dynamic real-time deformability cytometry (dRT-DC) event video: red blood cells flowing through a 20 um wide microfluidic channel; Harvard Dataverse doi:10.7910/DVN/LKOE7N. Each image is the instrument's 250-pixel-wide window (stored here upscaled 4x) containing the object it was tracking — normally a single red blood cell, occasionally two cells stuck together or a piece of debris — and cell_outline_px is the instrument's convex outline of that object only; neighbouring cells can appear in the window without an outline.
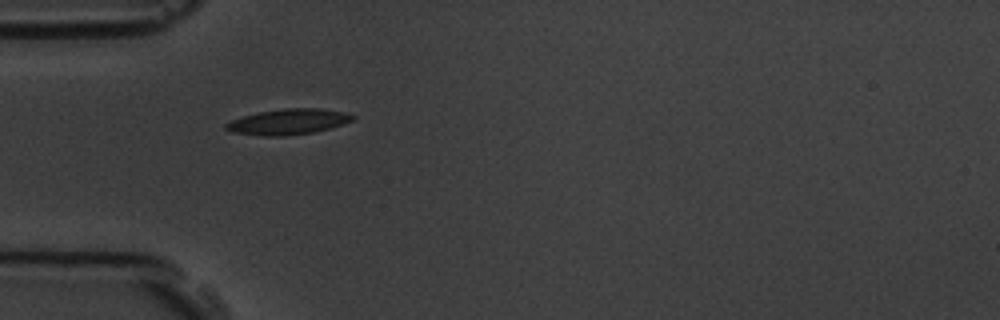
{"species": "common noctule bat (a hibernating species)", "species_latin": "Nyctalus noctula", "temperature_condition": "room temperature", "stored_images_in_passage": 11, "camera_frame_rate_fps": 3000, "um_per_image_px": 0.085, "animal": {"sex": "male", "body_mass_g": 19.5, "forearm_length_mm": 54.6}, "frame": {"image": 1, "passage_image": 1, "time_ms": 0.0, "image_size_px": [1000, 320], "cell_outline_px": [[356, 120], [328, 128], [312, 132], [280, 136], [264, 136], [232, 132], [224, 128], [224, 124], [232, 120], [244, 116], [260, 112], [284, 108], [320, 108], [348, 112], [356, 116]], "centroid_in_image_um": [24.54, 10.34], "position_along_channel_um": 60.5, "area_um2": 18.84}}
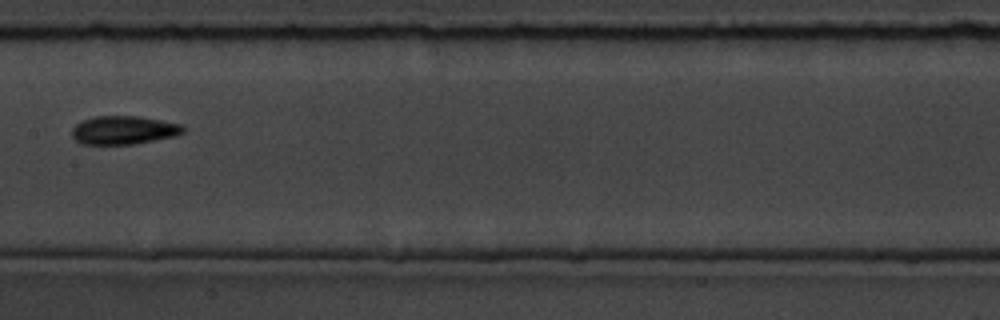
{"frame": {"image": 2, "passage_image": 4, "time_ms": 3.667, "image_size_px": [1000, 320], "cell_outline_px": [[184, 132], [176, 136], [136, 144], [80, 144], [72, 136], [72, 128], [76, 124], [92, 116], [140, 116], [180, 124], [184, 128]], "centroid_in_image_um": [10.51, 11.06], "position_along_channel_um": 196.9, "area_um2": 18.5}}
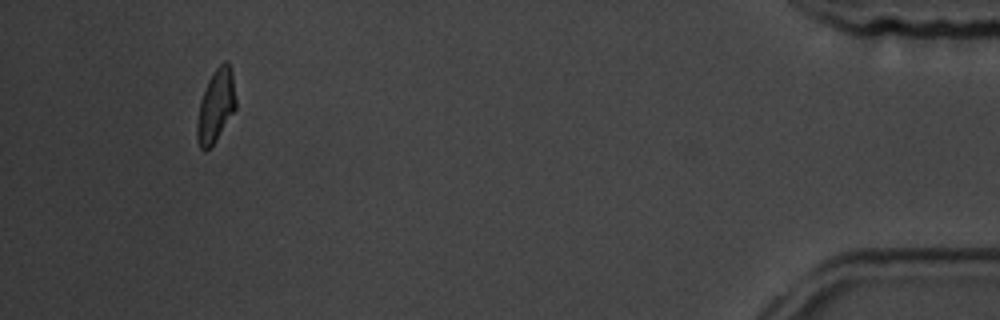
{"frame": {"image": 3, "passage_image": 11, "time_ms": 11.333, "image_size_px": [1000, 320], "cell_outline_px": [[236, 108], [216, 140], [204, 152], [200, 148], [196, 136], [196, 124], [200, 100], [208, 80], [212, 72], [224, 60], [228, 60], [232, 68], [236, 100]], "centroid_in_image_um": [18.35, 8.96], "position_along_channel_um": 416.9, "area_um2": 16.65}, "authors_computed_cell_mechanics": {"area_um2": 17.5134, "velocity_mm_per_s": 3.7946, "shape_relaxation_time_tau1_ms": 6.244, "shape_relaxation_time_tau2_ms": null, "deformation_change_tau1": 0.1589, "deformation_change_tau2": null}}